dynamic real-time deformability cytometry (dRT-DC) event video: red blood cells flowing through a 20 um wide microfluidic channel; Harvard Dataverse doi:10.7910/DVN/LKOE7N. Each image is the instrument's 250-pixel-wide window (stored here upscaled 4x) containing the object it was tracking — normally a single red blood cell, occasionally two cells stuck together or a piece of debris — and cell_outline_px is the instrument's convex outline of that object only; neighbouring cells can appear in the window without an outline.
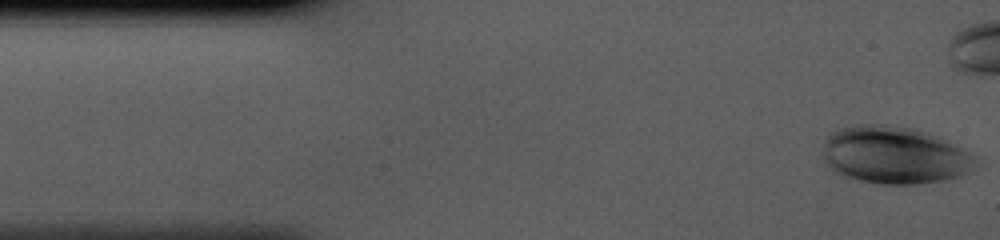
{"species": "human", "species_latin": "Homo sapiens", "temperature_condition": "cold", "stored_images_in_passage": 37, "camera_frame_rate_fps": 3000, "um_per_image_px": 0.085, "donor": {"sex": "male"}, "frame": {"image": 1, "passage_image": 1, "time_ms": 0.0, "image_size_px": [1000, 240], "cell_outline_px": [[972, 168], [960, 176], [940, 180], [916, 184], [884, 184], [860, 180], [840, 176], [832, 172], [824, 164], [824, 144], [828, 136], [832, 132], [840, 128], [860, 124], [888, 124], [912, 128], [936, 136], [968, 152], [972, 156]], "centroid_in_image_um": [75.91, 13.19], "position_along_channel_um": 9.1, "area_um2": 50.58}}
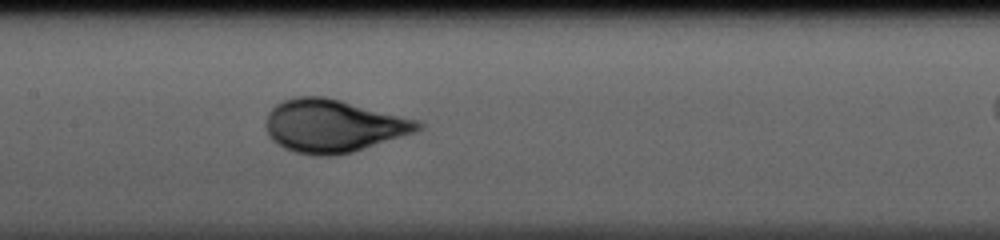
{"frame": {"image": 2, "passage_image": 19, "time_ms": 6.0, "image_size_px": [1000, 240], "cell_outline_px": [[424, 128], [416, 132], [352, 152], [336, 156], [316, 156], [296, 152], [284, 148], [272, 140], [268, 136], [268, 112], [276, 104], [284, 100], [296, 96], [324, 96], [420, 120], [424, 124]], "centroid_in_image_um": [28.36, 10.7], "position_along_channel_um": 179.0, "area_um2": 46.76}}
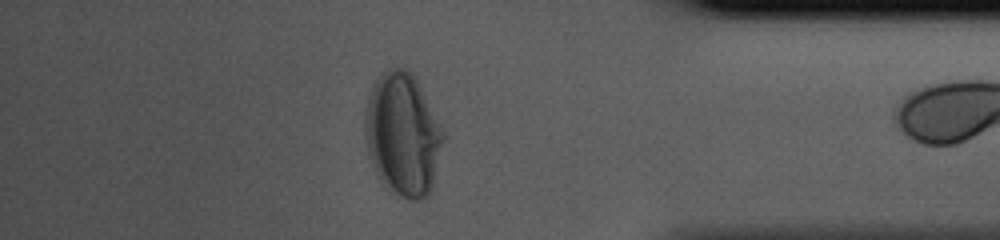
{"frame": {"image": 3, "passage_image": 36, "time_ms": 11.667, "image_size_px": [1000, 240], "cell_outline_px": [[444, 140], [432, 192], [424, 200], [408, 200], [400, 196], [380, 180], [376, 176], [368, 156], [364, 128], [364, 112], [368, 96], [372, 84], [388, 68], [408, 68], [412, 72], [444, 132]], "centroid_in_image_um": [34.22, 11.46], "position_along_channel_um": 401.0, "area_um2": 56.47}}